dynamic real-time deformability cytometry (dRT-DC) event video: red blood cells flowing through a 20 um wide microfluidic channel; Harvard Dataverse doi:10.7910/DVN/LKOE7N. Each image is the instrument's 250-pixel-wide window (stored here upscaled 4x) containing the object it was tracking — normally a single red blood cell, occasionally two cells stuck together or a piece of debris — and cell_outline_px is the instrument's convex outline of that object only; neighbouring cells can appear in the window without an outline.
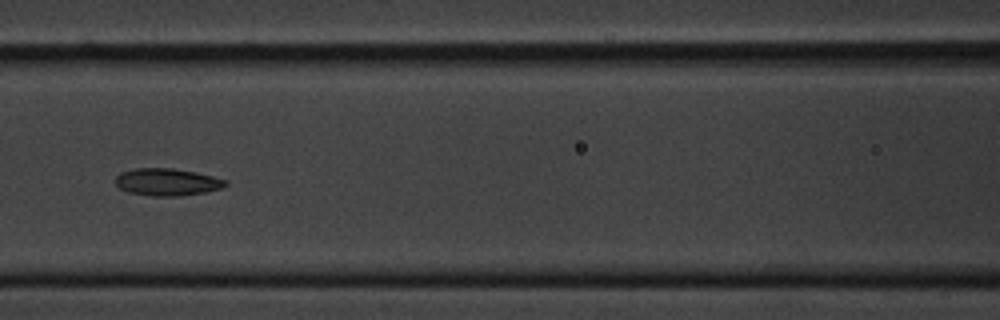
{"species": "common noctule bat (a hibernating species)", "species_latin": "Nyctalus noctula", "temperature_condition": "cold", "stored_images_in_passage": 10, "camera_frame_rate_fps": 3000, "um_per_image_px": 0.085, "animal": {"sex": "male", "body_mass_g": 20.1, "forearm_length_mm": 53.5}, "frame": {"image": 1, "passage_image": 7, "time_ms": 2.0, "image_size_px": [1000, 320], "cell_outline_px": [[228, 184], [224, 188], [204, 192], [180, 196], [152, 196], [128, 192], [120, 188], [116, 184], [116, 176], [120, 172], [136, 168], [172, 168], [196, 172], [228, 180]], "centroid_in_image_um": [14.23, 15.47], "position_along_channel_um": 152.4, "area_um2": 17.57}}
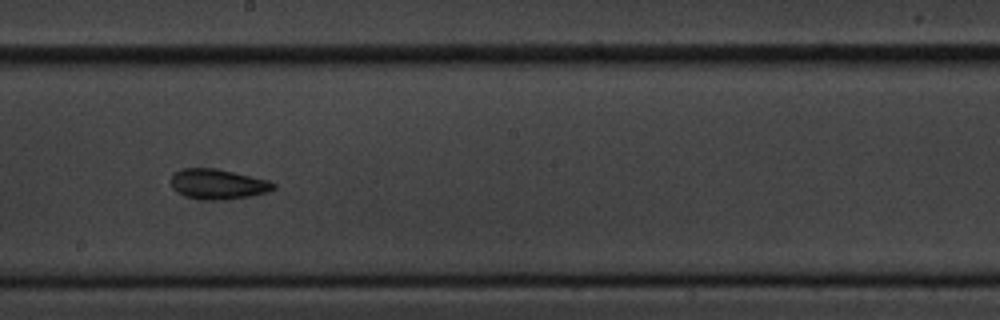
{"frame": {"image": 2, "passage_image": 9, "time_ms": 2.667, "image_size_px": [1000, 320], "cell_outline_px": [[276, 188], [268, 192], [228, 200], [208, 200], [184, 196], [176, 192], [172, 188], [172, 172], [180, 168], [216, 168], [268, 180], [276, 184]], "centroid_in_image_um": [18.5, 15.65], "position_along_channel_um": 229.7, "area_um2": 18.15}}
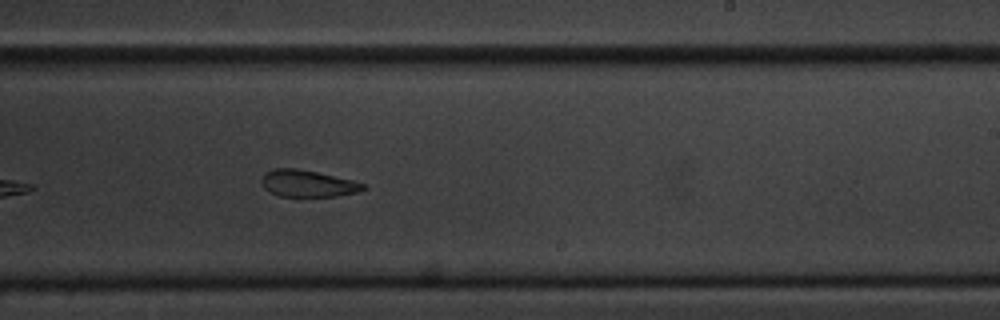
{"frame": {"image": 3, "passage_image": 10, "time_ms": 3.0, "image_size_px": [1000, 320], "cell_outline_px": [[368, 188], [356, 192], [336, 196], [280, 196], [264, 188], [260, 180], [264, 172], [272, 168], [296, 168], [316, 172], [352, 180], [364, 184]], "centroid_in_image_um": [26.12, 15.58], "position_along_channel_um": 262.9, "area_um2": 15.78}}